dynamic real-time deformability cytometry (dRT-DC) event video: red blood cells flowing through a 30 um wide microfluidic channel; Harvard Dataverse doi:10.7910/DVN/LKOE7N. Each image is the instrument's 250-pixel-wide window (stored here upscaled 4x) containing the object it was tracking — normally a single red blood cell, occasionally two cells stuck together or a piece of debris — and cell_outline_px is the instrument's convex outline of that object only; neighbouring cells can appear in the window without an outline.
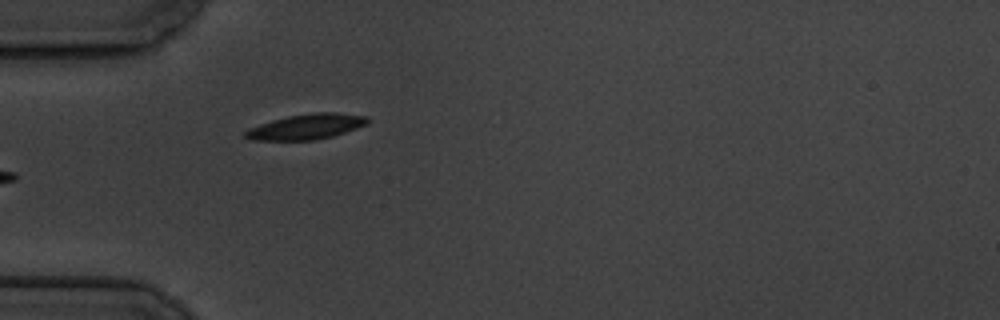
{"species": "common noctule bat (a hibernating species)", "species_latin": "Nyctalus noctula", "temperature_condition": "cold", "stored_images_in_passage": 39, "camera_frame_rate_fps": 3000, "um_per_image_px": 0.085, "animal": {"sex": "male", "body_mass_g": 19.5, "forearm_length_mm": 54.6}, "frame": {"image": 1, "passage_image": 1, "time_ms": 0.0, "image_size_px": [1000, 320], "cell_outline_px": [[368, 124], [332, 136], [312, 140], [252, 140], [244, 136], [244, 132], [248, 128], [272, 120], [288, 116], [312, 112], [336, 112], [368, 116]], "centroid_in_image_um": [26.04, 10.76], "position_along_channel_um": 59.0, "area_um2": 17.98}}
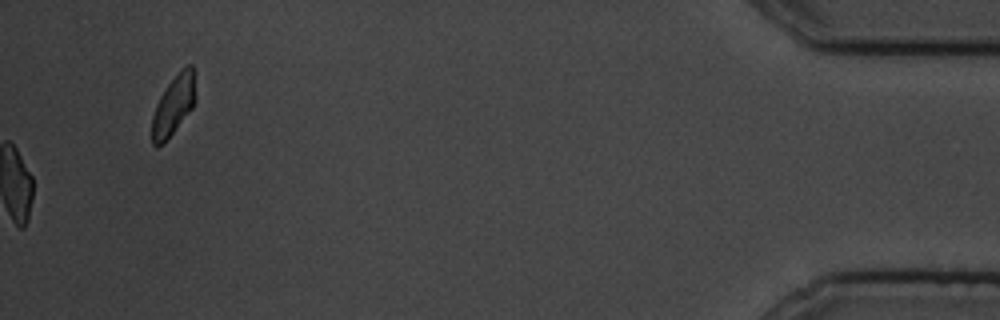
{"frame": {"image": 2, "passage_image": 39, "time_ms": 12.667, "image_size_px": [1000, 320], "cell_outline_px": [[196, 100], [192, 108], [172, 132], [156, 148], [152, 144], [152, 116], [156, 104], [160, 96], [168, 84], [180, 68], [188, 64], [192, 64], [196, 96]], "centroid_in_image_um": [14.76, 8.88], "position_along_channel_um": 420.4, "area_um2": 14.91}, "authors_computed_cell_mechanics": {"area_um2": 17.4556, "velocity_mm_per_s": 3.4944, "shape_relaxation_time_tau1_ms": 3.081, "shape_relaxation_time_tau2_ms": 1.5823, "deformation_change_tau1": 0.1221, "deformation_change_tau2": 0.0668}}